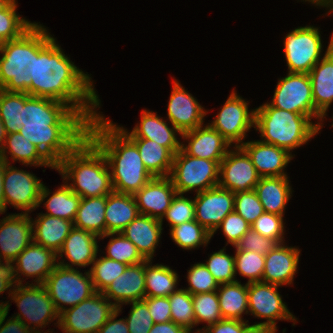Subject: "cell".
I'll return each mask as SVG.
<instances>
[{
	"instance_id": "cell-1",
	"label": "cell",
	"mask_w": 333,
	"mask_h": 333,
	"mask_svg": "<svg viewBox=\"0 0 333 333\" xmlns=\"http://www.w3.org/2000/svg\"><path fill=\"white\" fill-rule=\"evenodd\" d=\"M45 26L34 24V53L25 68L32 79L28 94L63 102L87 123L100 108V99L89 74L70 61Z\"/></svg>"
},
{
	"instance_id": "cell-2",
	"label": "cell",
	"mask_w": 333,
	"mask_h": 333,
	"mask_svg": "<svg viewBox=\"0 0 333 333\" xmlns=\"http://www.w3.org/2000/svg\"><path fill=\"white\" fill-rule=\"evenodd\" d=\"M87 122L69 105L26 93L19 133L56 166L86 135Z\"/></svg>"
},
{
	"instance_id": "cell-3",
	"label": "cell",
	"mask_w": 333,
	"mask_h": 333,
	"mask_svg": "<svg viewBox=\"0 0 333 333\" xmlns=\"http://www.w3.org/2000/svg\"><path fill=\"white\" fill-rule=\"evenodd\" d=\"M86 136L105 156L114 192L134 195L153 178L145 168L136 144L103 114L87 123Z\"/></svg>"
},
{
	"instance_id": "cell-4",
	"label": "cell",
	"mask_w": 333,
	"mask_h": 333,
	"mask_svg": "<svg viewBox=\"0 0 333 333\" xmlns=\"http://www.w3.org/2000/svg\"><path fill=\"white\" fill-rule=\"evenodd\" d=\"M55 169L81 198L107 196L114 191L107 160L86 135Z\"/></svg>"
},
{
	"instance_id": "cell-5",
	"label": "cell",
	"mask_w": 333,
	"mask_h": 333,
	"mask_svg": "<svg viewBox=\"0 0 333 333\" xmlns=\"http://www.w3.org/2000/svg\"><path fill=\"white\" fill-rule=\"evenodd\" d=\"M255 130L261 142L272 144L289 153L309 142L319 133V122L305 115L272 107L269 102L255 108ZM264 139V140H263Z\"/></svg>"
},
{
	"instance_id": "cell-6",
	"label": "cell",
	"mask_w": 333,
	"mask_h": 333,
	"mask_svg": "<svg viewBox=\"0 0 333 333\" xmlns=\"http://www.w3.org/2000/svg\"><path fill=\"white\" fill-rule=\"evenodd\" d=\"M34 53V25L21 37L5 41L0 49V89L28 94L31 86L29 71L25 68Z\"/></svg>"
},
{
	"instance_id": "cell-7",
	"label": "cell",
	"mask_w": 333,
	"mask_h": 333,
	"mask_svg": "<svg viewBox=\"0 0 333 333\" xmlns=\"http://www.w3.org/2000/svg\"><path fill=\"white\" fill-rule=\"evenodd\" d=\"M221 161H212L188 155L182 148L173 156L170 178L178 194L195 191L196 194L219 184Z\"/></svg>"
},
{
	"instance_id": "cell-8",
	"label": "cell",
	"mask_w": 333,
	"mask_h": 333,
	"mask_svg": "<svg viewBox=\"0 0 333 333\" xmlns=\"http://www.w3.org/2000/svg\"><path fill=\"white\" fill-rule=\"evenodd\" d=\"M75 268L58 264L43 284L59 314L96 293L89 270L83 274Z\"/></svg>"
},
{
	"instance_id": "cell-9",
	"label": "cell",
	"mask_w": 333,
	"mask_h": 333,
	"mask_svg": "<svg viewBox=\"0 0 333 333\" xmlns=\"http://www.w3.org/2000/svg\"><path fill=\"white\" fill-rule=\"evenodd\" d=\"M10 296V300L15 301L14 303L17 304L16 306H18L20 310V313L15 314L13 317L18 318L35 333H42L39 327L44 328L56 319L57 322L55 325L58 327L59 313L43 284H29L26 282L25 285L21 284L13 289ZM46 331L48 333L50 332L49 330ZM50 333H52V331Z\"/></svg>"
},
{
	"instance_id": "cell-10",
	"label": "cell",
	"mask_w": 333,
	"mask_h": 333,
	"mask_svg": "<svg viewBox=\"0 0 333 333\" xmlns=\"http://www.w3.org/2000/svg\"><path fill=\"white\" fill-rule=\"evenodd\" d=\"M34 174L6 163L3 179L5 209L7 204L23 213H31L50 196L51 192ZM31 211V212H30Z\"/></svg>"
},
{
	"instance_id": "cell-11",
	"label": "cell",
	"mask_w": 333,
	"mask_h": 333,
	"mask_svg": "<svg viewBox=\"0 0 333 333\" xmlns=\"http://www.w3.org/2000/svg\"><path fill=\"white\" fill-rule=\"evenodd\" d=\"M116 309L113 302L96 292L90 298L61 312L58 328L63 333H97Z\"/></svg>"
},
{
	"instance_id": "cell-12",
	"label": "cell",
	"mask_w": 333,
	"mask_h": 333,
	"mask_svg": "<svg viewBox=\"0 0 333 333\" xmlns=\"http://www.w3.org/2000/svg\"><path fill=\"white\" fill-rule=\"evenodd\" d=\"M278 80L272 102L269 104L275 108L308 116L311 120L315 118L319 120V128L322 129L325 117L315 108L309 74L288 72L286 77Z\"/></svg>"
},
{
	"instance_id": "cell-13",
	"label": "cell",
	"mask_w": 333,
	"mask_h": 333,
	"mask_svg": "<svg viewBox=\"0 0 333 333\" xmlns=\"http://www.w3.org/2000/svg\"><path fill=\"white\" fill-rule=\"evenodd\" d=\"M279 285L264 282L248 283V311L255 317L264 318L266 321L253 324L268 333H276V320L294 322L296 317L289 311L286 303H283L279 294Z\"/></svg>"
},
{
	"instance_id": "cell-14",
	"label": "cell",
	"mask_w": 333,
	"mask_h": 333,
	"mask_svg": "<svg viewBox=\"0 0 333 333\" xmlns=\"http://www.w3.org/2000/svg\"><path fill=\"white\" fill-rule=\"evenodd\" d=\"M283 42L288 72L309 74L323 58L321 34L315 26L298 27L289 32Z\"/></svg>"
},
{
	"instance_id": "cell-15",
	"label": "cell",
	"mask_w": 333,
	"mask_h": 333,
	"mask_svg": "<svg viewBox=\"0 0 333 333\" xmlns=\"http://www.w3.org/2000/svg\"><path fill=\"white\" fill-rule=\"evenodd\" d=\"M248 107V101L240 97L234 89L213 122L208 124L231 145L241 146L246 132L251 127L255 128V109L249 112Z\"/></svg>"
},
{
	"instance_id": "cell-16",
	"label": "cell",
	"mask_w": 333,
	"mask_h": 333,
	"mask_svg": "<svg viewBox=\"0 0 333 333\" xmlns=\"http://www.w3.org/2000/svg\"><path fill=\"white\" fill-rule=\"evenodd\" d=\"M220 162L218 186L233 193L255 189L260 176L248 154L240 146H232Z\"/></svg>"
},
{
	"instance_id": "cell-17",
	"label": "cell",
	"mask_w": 333,
	"mask_h": 333,
	"mask_svg": "<svg viewBox=\"0 0 333 333\" xmlns=\"http://www.w3.org/2000/svg\"><path fill=\"white\" fill-rule=\"evenodd\" d=\"M195 220L211 234L234 211V193L219 186L194 197Z\"/></svg>"
},
{
	"instance_id": "cell-18",
	"label": "cell",
	"mask_w": 333,
	"mask_h": 333,
	"mask_svg": "<svg viewBox=\"0 0 333 333\" xmlns=\"http://www.w3.org/2000/svg\"><path fill=\"white\" fill-rule=\"evenodd\" d=\"M168 102V120L181 134L204 125L208 111L176 79Z\"/></svg>"
},
{
	"instance_id": "cell-19",
	"label": "cell",
	"mask_w": 333,
	"mask_h": 333,
	"mask_svg": "<svg viewBox=\"0 0 333 333\" xmlns=\"http://www.w3.org/2000/svg\"><path fill=\"white\" fill-rule=\"evenodd\" d=\"M33 242L32 217L15 213L0 219V259L15 260Z\"/></svg>"
},
{
	"instance_id": "cell-20",
	"label": "cell",
	"mask_w": 333,
	"mask_h": 333,
	"mask_svg": "<svg viewBox=\"0 0 333 333\" xmlns=\"http://www.w3.org/2000/svg\"><path fill=\"white\" fill-rule=\"evenodd\" d=\"M181 137L188 142L187 145L183 142L181 145L188 155L212 161H222L232 146L209 124L184 132Z\"/></svg>"
},
{
	"instance_id": "cell-21",
	"label": "cell",
	"mask_w": 333,
	"mask_h": 333,
	"mask_svg": "<svg viewBox=\"0 0 333 333\" xmlns=\"http://www.w3.org/2000/svg\"><path fill=\"white\" fill-rule=\"evenodd\" d=\"M240 147L248 154L260 177L288 176L284 169L294 157L287 150L260 140L244 142Z\"/></svg>"
},
{
	"instance_id": "cell-22",
	"label": "cell",
	"mask_w": 333,
	"mask_h": 333,
	"mask_svg": "<svg viewBox=\"0 0 333 333\" xmlns=\"http://www.w3.org/2000/svg\"><path fill=\"white\" fill-rule=\"evenodd\" d=\"M176 194L169 176L153 177L134 197L140 214L161 220Z\"/></svg>"
},
{
	"instance_id": "cell-23",
	"label": "cell",
	"mask_w": 333,
	"mask_h": 333,
	"mask_svg": "<svg viewBox=\"0 0 333 333\" xmlns=\"http://www.w3.org/2000/svg\"><path fill=\"white\" fill-rule=\"evenodd\" d=\"M300 249L285 246L284 243L276 244L275 247L265 255L264 283L279 286L291 285L298 271Z\"/></svg>"
},
{
	"instance_id": "cell-24",
	"label": "cell",
	"mask_w": 333,
	"mask_h": 333,
	"mask_svg": "<svg viewBox=\"0 0 333 333\" xmlns=\"http://www.w3.org/2000/svg\"><path fill=\"white\" fill-rule=\"evenodd\" d=\"M141 121L136 124L131 132L127 129L117 125L129 138H143L150 139L158 144L166 147L173 155H175L180 149L182 142L177 138L178 133L181 136V132L171 125L169 127L167 122L160 118L157 113L150 110L141 111Z\"/></svg>"
},
{
	"instance_id": "cell-25",
	"label": "cell",
	"mask_w": 333,
	"mask_h": 333,
	"mask_svg": "<svg viewBox=\"0 0 333 333\" xmlns=\"http://www.w3.org/2000/svg\"><path fill=\"white\" fill-rule=\"evenodd\" d=\"M102 294L118 308L130 302L141 301L145 294V261L129 265L124 273L118 276L102 292Z\"/></svg>"
},
{
	"instance_id": "cell-26",
	"label": "cell",
	"mask_w": 333,
	"mask_h": 333,
	"mask_svg": "<svg viewBox=\"0 0 333 333\" xmlns=\"http://www.w3.org/2000/svg\"><path fill=\"white\" fill-rule=\"evenodd\" d=\"M99 237L94 233L78 228H73L69 235L64 240L63 246L57 253L59 257L67 258L70 263L59 260L58 264L66 268H74L72 266L86 267L93 263L98 254ZM63 254H65L63 256Z\"/></svg>"
},
{
	"instance_id": "cell-27",
	"label": "cell",
	"mask_w": 333,
	"mask_h": 333,
	"mask_svg": "<svg viewBox=\"0 0 333 333\" xmlns=\"http://www.w3.org/2000/svg\"><path fill=\"white\" fill-rule=\"evenodd\" d=\"M20 283L21 276L35 278L31 284H44L49 274L58 265L57 254L36 242L28 245L15 259ZM22 274V275H21Z\"/></svg>"
},
{
	"instance_id": "cell-28",
	"label": "cell",
	"mask_w": 333,
	"mask_h": 333,
	"mask_svg": "<svg viewBox=\"0 0 333 333\" xmlns=\"http://www.w3.org/2000/svg\"><path fill=\"white\" fill-rule=\"evenodd\" d=\"M315 108L324 116L333 103V33L323 58L309 72Z\"/></svg>"
},
{
	"instance_id": "cell-29",
	"label": "cell",
	"mask_w": 333,
	"mask_h": 333,
	"mask_svg": "<svg viewBox=\"0 0 333 333\" xmlns=\"http://www.w3.org/2000/svg\"><path fill=\"white\" fill-rule=\"evenodd\" d=\"M161 220L139 214L121 232L146 260H153L162 234Z\"/></svg>"
},
{
	"instance_id": "cell-30",
	"label": "cell",
	"mask_w": 333,
	"mask_h": 333,
	"mask_svg": "<svg viewBox=\"0 0 333 333\" xmlns=\"http://www.w3.org/2000/svg\"><path fill=\"white\" fill-rule=\"evenodd\" d=\"M32 226L33 241L57 254L62 248L64 240L74 228V223L39 213L34 220L32 218Z\"/></svg>"
},
{
	"instance_id": "cell-31",
	"label": "cell",
	"mask_w": 333,
	"mask_h": 333,
	"mask_svg": "<svg viewBox=\"0 0 333 333\" xmlns=\"http://www.w3.org/2000/svg\"><path fill=\"white\" fill-rule=\"evenodd\" d=\"M288 177H260L254 190L263 205L264 212L284 216L285 207L292 194Z\"/></svg>"
},
{
	"instance_id": "cell-32",
	"label": "cell",
	"mask_w": 333,
	"mask_h": 333,
	"mask_svg": "<svg viewBox=\"0 0 333 333\" xmlns=\"http://www.w3.org/2000/svg\"><path fill=\"white\" fill-rule=\"evenodd\" d=\"M139 214L133 194L114 191L108 194L105 208L106 234L121 233Z\"/></svg>"
},
{
	"instance_id": "cell-33",
	"label": "cell",
	"mask_w": 333,
	"mask_h": 333,
	"mask_svg": "<svg viewBox=\"0 0 333 333\" xmlns=\"http://www.w3.org/2000/svg\"><path fill=\"white\" fill-rule=\"evenodd\" d=\"M8 149V151H7ZM13 162L19 161L23 165L45 166L55 169V166L40 152V150L24 138L19 132L6 135L5 144L0 158L10 164L8 154Z\"/></svg>"
},
{
	"instance_id": "cell-34",
	"label": "cell",
	"mask_w": 333,
	"mask_h": 333,
	"mask_svg": "<svg viewBox=\"0 0 333 333\" xmlns=\"http://www.w3.org/2000/svg\"><path fill=\"white\" fill-rule=\"evenodd\" d=\"M130 139L138 147L143 164L153 177L170 176L174 155L166 147L150 139Z\"/></svg>"
},
{
	"instance_id": "cell-35",
	"label": "cell",
	"mask_w": 333,
	"mask_h": 333,
	"mask_svg": "<svg viewBox=\"0 0 333 333\" xmlns=\"http://www.w3.org/2000/svg\"><path fill=\"white\" fill-rule=\"evenodd\" d=\"M107 196L81 198L74 227L90 231L98 237L106 234L105 208Z\"/></svg>"
},
{
	"instance_id": "cell-36",
	"label": "cell",
	"mask_w": 333,
	"mask_h": 333,
	"mask_svg": "<svg viewBox=\"0 0 333 333\" xmlns=\"http://www.w3.org/2000/svg\"><path fill=\"white\" fill-rule=\"evenodd\" d=\"M222 287V288H221ZM223 319L244 321L242 314H248V283L236 281L220 284L216 290Z\"/></svg>"
},
{
	"instance_id": "cell-37",
	"label": "cell",
	"mask_w": 333,
	"mask_h": 333,
	"mask_svg": "<svg viewBox=\"0 0 333 333\" xmlns=\"http://www.w3.org/2000/svg\"><path fill=\"white\" fill-rule=\"evenodd\" d=\"M178 274L169 266L145 261V294L146 297H169L177 291Z\"/></svg>"
},
{
	"instance_id": "cell-38",
	"label": "cell",
	"mask_w": 333,
	"mask_h": 333,
	"mask_svg": "<svg viewBox=\"0 0 333 333\" xmlns=\"http://www.w3.org/2000/svg\"><path fill=\"white\" fill-rule=\"evenodd\" d=\"M52 193L44 202L47 212L43 214L74 222L81 197L72 192L66 182Z\"/></svg>"
},
{
	"instance_id": "cell-39",
	"label": "cell",
	"mask_w": 333,
	"mask_h": 333,
	"mask_svg": "<svg viewBox=\"0 0 333 333\" xmlns=\"http://www.w3.org/2000/svg\"><path fill=\"white\" fill-rule=\"evenodd\" d=\"M25 102L26 93L0 89V119L6 134L19 132Z\"/></svg>"
},
{
	"instance_id": "cell-40",
	"label": "cell",
	"mask_w": 333,
	"mask_h": 333,
	"mask_svg": "<svg viewBox=\"0 0 333 333\" xmlns=\"http://www.w3.org/2000/svg\"><path fill=\"white\" fill-rule=\"evenodd\" d=\"M169 230L173 242L184 250L199 248L200 245L205 247L212 238L211 233L196 220L184 222Z\"/></svg>"
},
{
	"instance_id": "cell-41",
	"label": "cell",
	"mask_w": 333,
	"mask_h": 333,
	"mask_svg": "<svg viewBox=\"0 0 333 333\" xmlns=\"http://www.w3.org/2000/svg\"><path fill=\"white\" fill-rule=\"evenodd\" d=\"M106 237L111 238L106 246L107 255H105V257L127 264L128 266L146 261L136 246L122 233H108L100 236L99 239H104Z\"/></svg>"
},
{
	"instance_id": "cell-42",
	"label": "cell",
	"mask_w": 333,
	"mask_h": 333,
	"mask_svg": "<svg viewBox=\"0 0 333 333\" xmlns=\"http://www.w3.org/2000/svg\"><path fill=\"white\" fill-rule=\"evenodd\" d=\"M192 303L196 325L203 322L207 323L206 326L197 329L194 333H201L209 325L223 319L217 291L192 295Z\"/></svg>"
},
{
	"instance_id": "cell-43",
	"label": "cell",
	"mask_w": 333,
	"mask_h": 333,
	"mask_svg": "<svg viewBox=\"0 0 333 333\" xmlns=\"http://www.w3.org/2000/svg\"><path fill=\"white\" fill-rule=\"evenodd\" d=\"M127 264L109 259L105 256H96L89 269L91 280L96 292L102 293L118 276L124 273Z\"/></svg>"
},
{
	"instance_id": "cell-44",
	"label": "cell",
	"mask_w": 333,
	"mask_h": 333,
	"mask_svg": "<svg viewBox=\"0 0 333 333\" xmlns=\"http://www.w3.org/2000/svg\"><path fill=\"white\" fill-rule=\"evenodd\" d=\"M171 321L192 333L196 326L192 295L185 289H178L169 296Z\"/></svg>"
},
{
	"instance_id": "cell-45",
	"label": "cell",
	"mask_w": 333,
	"mask_h": 333,
	"mask_svg": "<svg viewBox=\"0 0 333 333\" xmlns=\"http://www.w3.org/2000/svg\"><path fill=\"white\" fill-rule=\"evenodd\" d=\"M16 0H11L0 10V37L10 41L21 37L35 22H30L17 14Z\"/></svg>"
},
{
	"instance_id": "cell-46",
	"label": "cell",
	"mask_w": 333,
	"mask_h": 333,
	"mask_svg": "<svg viewBox=\"0 0 333 333\" xmlns=\"http://www.w3.org/2000/svg\"><path fill=\"white\" fill-rule=\"evenodd\" d=\"M234 255L235 275L248 278L247 283L261 282L264 273L265 255L253 251L239 250L236 246Z\"/></svg>"
},
{
	"instance_id": "cell-47",
	"label": "cell",
	"mask_w": 333,
	"mask_h": 333,
	"mask_svg": "<svg viewBox=\"0 0 333 333\" xmlns=\"http://www.w3.org/2000/svg\"><path fill=\"white\" fill-rule=\"evenodd\" d=\"M225 250L224 247L213 252L204 263L219 285L238 281L235 279L234 256L227 254Z\"/></svg>"
},
{
	"instance_id": "cell-48",
	"label": "cell",
	"mask_w": 333,
	"mask_h": 333,
	"mask_svg": "<svg viewBox=\"0 0 333 333\" xmlns=\"http://www.w3.org/2000/svg\"><path fill=\"white\" fill-rule=\"evenodd\" d=\"M187 274L188 286L185 288L191 295L205 292H214L219 288L218 282L204 263H195Z\"/></svg>"
},
{
	"instance_id": "cell-49",
	"label": "cell",
	"mask_w": 333,
	"mask_h": 333,
	"mask_svg": "<svg viewBox=\"0 0 333 333\" xmlns=\"http://www.w3.org/2000/svg\"><path fill=\"white\" fill-rule=\"evenodd\" d=\"M164 218L168 221L170 228L187 221L195 220L194 200L177 193L166 214L161 219L162 225Z\"/></svg>"
},
{
	"instance_id": "cell-50",
	"label": "cell",
	"mask_w": 333,
	"mask_h": 333,
	"mask_svg": "<svg viewBox=\"0 0 333 333\" xmlns=\"http://www.w3.org/2000/svg\"><path fill=\"white\" fill-rule=\"evenodd\" d=\"M283 217L278 214L264 212L251 224V229L263 237L274 240L277 244L285 243Z\"/></svg>"
},
{
	"instance_id": "cell-51",
	"label": "cell",
	"mask_w": 333,
	"mask_h": 333,
	"mask_svg": "<svg viewBox=\"0 0 333 333\" xmlns=\"http://www.w3.org/2000/svg\"><path fill=\"white\" fill-rule=\"evenodd\" d=\"M234 211L250 225L264 213L263 205L255 190L234 193Z\"/></svg>"
},
{
	"instance_id": "cell-52",
	"label": "cell",
	"mask_w": 333,
	"mask_h": 333,
	"mask_svg": "<svg viewBox=\"0 0 333 333\" xmlns=\"http://www.w3.org/2000/svg\"><path fill=\"white\" fill-rule=\"evenodd\" d=\"M127 304H132L129 316L125 317L129 333H149L155 323L147 304L143 300Z\"/></svg>"
},
{
	"instance_id": "cell-53",
	"label": "cell",
	"mask_w": 333,
	"mask_h": 333,
	"mask_svg": "<svg viewBox=\"0 0 333 333\" xmlns=\"http://www.w3.org/2000/svg\"><path fill=\"white\" fill-rule=\"evenodd\" d=\"M221 228L227 242V244L235 246L242 236L251 228V225L238 213L235 211L229 213L217 227V229L211 234V237L214 236V233Z\"/></svg>"
},
{
	"instance_id": "cell-54",
	"label": "cell",
	"mask_w": 333,
	"mask_h": 333,
	"mask_svg": "<svg viewBox=\"0 0 333 333\" xmlns=\"http://www.w3.org/2000/svg\"><path fill=\"white\" fill-rule=\"evenodd\" d=\"M247 321L222 319L206 327L201 333H268L266 330L249 325Z\"/></svg>"
},
{
	"instance_id": "cell-55",
	"label": "cell",
	"mask_w": 333,
	"mask_h": 333,
	"mask_svg": "<svg viewBox=\"0 0 333 333\" xmlns=\"http://www.w3.org/2000/svg\"><path fill=\"white\" fill-rule=\"evenodd\" d=\"M276 244L274 240L263 237L250 228L235 246L239 250L253 251L261 255H266Z\"/></svg>"
},
{
	"instance_id": "cell-56",
	"label": "cell",
	"mask_w": 333,
	"mask_h": 333,
	"mask_svg": "<svg viewBox=\"0 0 333 333\" xmlns=\"http://www.w3.org/2000/svg\"><path fill=\"white\" fill-rule=\"evenodd\" d=\"M3 261L0 259V294L6 290L8 291L9 289L8 297H10L13 289L21 285V283L19 280L17 265H15V260L5 259Z\"/></svg>"
},
{
	"instance_id": "cell-57",
	"label": "cell",
	"mask_w": 333,
	"mask_h": 333,
	"mask_svg": "<svg viewBox=\"0 0 333 333\" xmlns=\"http://www.w3.org/2000/svg\"><path fill=\"white\" fill-rule=\"evenodd\" d=\"M149 313L154 323H166L171 321L169 297H145Z\"/></svg>"
},
{
	"instance_id": "cell-58",
	"label": "cell",
	"mask_w": 333,
	"mask_h": 333,
	"mask_svg": "<svg viewBox=\"0 0 333 333\" xmlns=\"http://www.w3.org/2000/svg\"><path fill=\"white\" fill-rule=\"evenodd\" d=\"M122 309L119 306L97 333H129L126 320L124 318L117 319Z\"/></svg>"
},
{
	"instance_id": "cell-59",
	"label": "cell",
	"mask_w": 333,
	"mask_h": 333,
	"mask_svg": "<svg viewBox=\"0 0 333 333\" xmlns=\"http://www.w3.org/2000/svg\"><path fill=\"white\" fill-rule=\"evenodd\" d=\"M6 318L7 315L4 317L2 324L0 325V333H35L32 329L25 326V324L18 318L11 317L4 322Z\"/></svg>"
},
{
	"instance_id": "cell-60",
	"label": "cell",
	"mask_w": 333,
	"mask_h": 333,
	"mask_svg": "<svg viewBox=\"0 0 333 333\" xmlns=\"http://www.w3.org/2000/svg\"><path fill=\"white\" fill-rule=\"evenodd\" d=\"M149 333H190L184 327L172 321L166 323H155Z\"/></svg>"
},
{
	"instance_id": "cell-61",
	"label": "cell",
	"mask_w": 333,
	"mask_h": 333,
	"mask_svg": "<svg viewBox=\"0 0 333 333\" xmlns=\"http://www.w3.org/2000/svg\"><path fill=\"white\" fill-rule=\"evenodd\" d=\"M6 161L0 158V214H4L5 209V200L3 192V179H4V170H5Z\"/></svg>"
},
{
	"instance_id": "cell-62",
	"label": "cell",
	"mask_w": 333,
	"mask_h": 333,
	"mask_svg": "<svg viewBox=\"0 0 333 333\" xmlns=\"http://www.w3.org/2000/svg\"><path fill=\"white\" fill-rule=\"evenodd\" d=\"M304 1V0H303ZM311 2V4H314L316 6H323L326 7L329 11L328 14L331 12V10L333 9V0H305V2Z\"/></svg>"
},
{
	"instance_id": "cell-63",
	"label": "cell",
	"mask_w": 333,
	"mask_h": 333,
	"mask_svg": "<svg viewBox=\"0 0 333 333\" xmlns=\"http://www.w3.org/2000/svg\"><path fill=\"white\" fill-rule=\"evenodd\" d=\"M9 301L7 302H0V325L2 324V321L6 315H8L9 307H10Z\"/></svg>"
},
{
	"instance_id": "cell-64",
	"label": "cell",
	"mask_w": 333,
	"mask_h": 333,
	"mask_svg": "<svg viewBox=\"0 0 333 333\" xmlns=\"http://www.w3.org/2000/svg\"><path fill=\"white\" fill-rule=\"evenodd\" d=\"M6 135L7 134H6L5 128H4L3 123L0 119V156H1L3 148H4Z\"/></svg>"
},
{
	"instance_id": "cell-65",
	"label": "cell",
	"mask_w": 333,
	"mask_h": 333,
	"mask_svg": "<svg viewBox=\"0 0 333 333\" xmlns=\"http://www.w3.org/2000/svg\"><path fill=\"white\" fill-rule=\"evenodd\" d=\"M11 0H0V10H2Z\"/></svg>"
},
{
	"instance_id": "cell-66",
	"label": "cell",
	"mask_w": 333,
	"mask_h": 333,
	"mask_svg": "<svg viewBox=\"0 0 333 333\" xmlns=\"http://www.w3.org/2000/svg\"><path fill=\"white\" fill-rule=\"evenodd\" d=\"M5 44V41L0 37V49L2 48V46Z\"/></svg>"
}]
</instances>
